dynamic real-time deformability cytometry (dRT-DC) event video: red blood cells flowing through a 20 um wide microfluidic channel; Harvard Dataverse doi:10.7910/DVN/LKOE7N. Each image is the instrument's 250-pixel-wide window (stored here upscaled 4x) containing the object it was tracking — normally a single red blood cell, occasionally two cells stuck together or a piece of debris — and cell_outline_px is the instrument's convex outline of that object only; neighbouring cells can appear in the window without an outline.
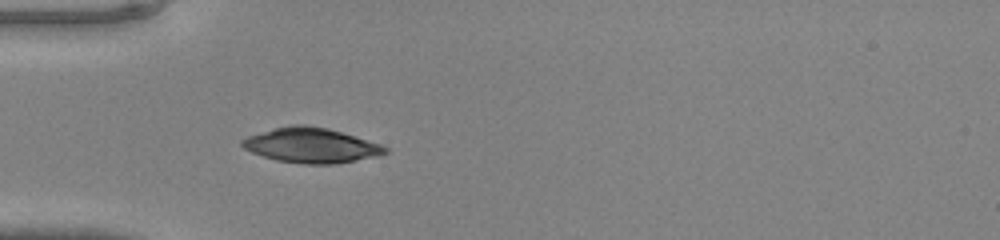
{"species": "common noctule bat (a hibernating species)", "species_latin": "Nyctalus noctula", "temperature_condition": "warm", "stored_images_in_passage": 33, "camera_frame_rate_fps": 3000, "um_per_image_px": 0.085, "animal": {"sex": "male", "body_mass_g": 20.0, "forearm_length_mm": 53.3}, "frame": {"image": 1, "passage_image": 1, "time_ms": 0.0, "image_size_px": [1000, 240], "cell_outline_px": [[388, 152], [380, 156], [336, 164], [304, 164], [276, 160], [252, 152], [244, 148], [240, 144], [240, 140], [248, 136], [276, 128], [292, 124], [304, 124], [328, 128], [380, 144], [388, 148]], "centroid_in_image_um": [26.47, 12.36], "position_along_channel_um": 58.5, "area_um2": 29.02}}
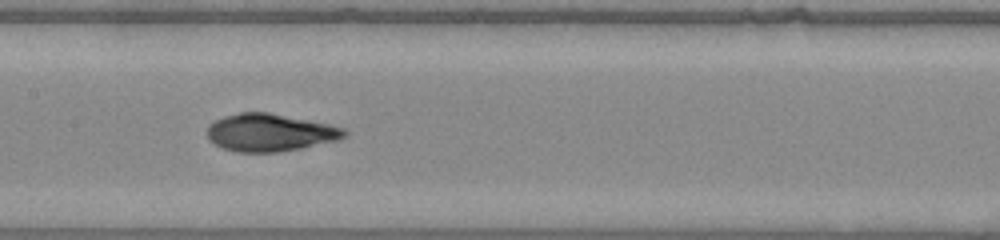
{"frame": {"image": 2, "passage_image": 10, "time_ms": 3.0, "image_size_px": [1000, 240], "cell_outline_px": [[348, 136], [340, 140], [300, 148], [276, 152], [236, 152], [224, 148], [208, 140], [208, 124], [224, 116], [240, 112], [268, 112], [328, 124], [344, 128], [348, 132]], "centroid_in_image_um": [22.97, 11.27], "position_along_channel_um": 184.4, "area_um2": 30.0}}
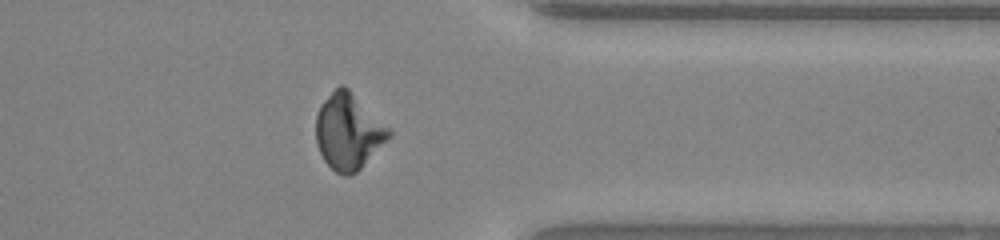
{"frame": {"image": 3, "passage_image": 24, "time_ms": 7.667, "image_size_px": [1000, 240], "cell_outline_px": [[392, 136], [356, 172], [348, 176], [344, 176], [336, 172], [324, 160], [316, 144], [316, 112], [320, 104], [340, 84], [344, 84], [392, 128]], "centroid_in_image_um": [29.63, 11.16], "position_along_channel_um": 381.8, "area_um2": 32.54}}